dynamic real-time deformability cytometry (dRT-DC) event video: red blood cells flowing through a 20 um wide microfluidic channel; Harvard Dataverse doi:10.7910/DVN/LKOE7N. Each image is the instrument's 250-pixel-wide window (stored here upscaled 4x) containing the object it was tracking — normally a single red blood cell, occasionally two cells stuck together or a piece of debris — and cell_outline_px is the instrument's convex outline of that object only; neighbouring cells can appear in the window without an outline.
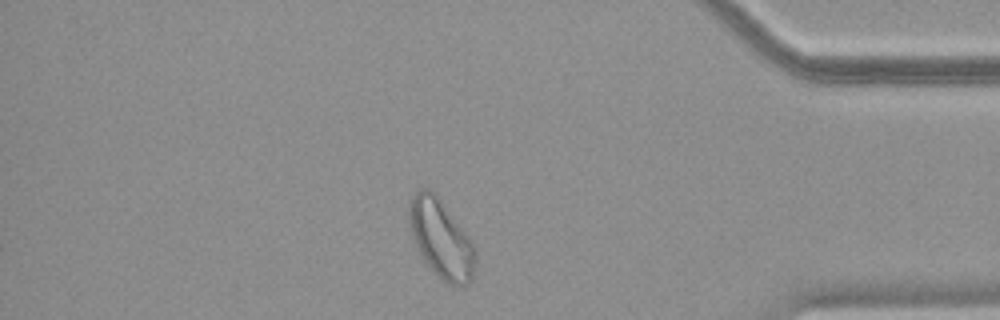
{"species": "common noctule bat (a hibernating species)", "species_latin": "Nyctalus noctula", "temperature_condition": "warm", "stored_images_in_passage": 48, "camera_frame_rate_fps": 3000, "um_per_image_px": 0.085, "animal": {"sex": "female", "body_mass_g": 18.4}, "frame": {"image": 1, "passage_image": 41, "time_ms": 13.333, "image_size_px": [1000, 320], "cell_outline_px": [[476, 260], [472, 280], [468, 284], [456, 288], [448, 284], [420, 256], [408, 228], [408, 200], [420, 188], [428, 188], [436, 192], [472, 240], [476, 256]], "centroid_in_image_um": [37.48, 20.26], "position_along_channel_um": 397.7, "area_um2": 30.87}}